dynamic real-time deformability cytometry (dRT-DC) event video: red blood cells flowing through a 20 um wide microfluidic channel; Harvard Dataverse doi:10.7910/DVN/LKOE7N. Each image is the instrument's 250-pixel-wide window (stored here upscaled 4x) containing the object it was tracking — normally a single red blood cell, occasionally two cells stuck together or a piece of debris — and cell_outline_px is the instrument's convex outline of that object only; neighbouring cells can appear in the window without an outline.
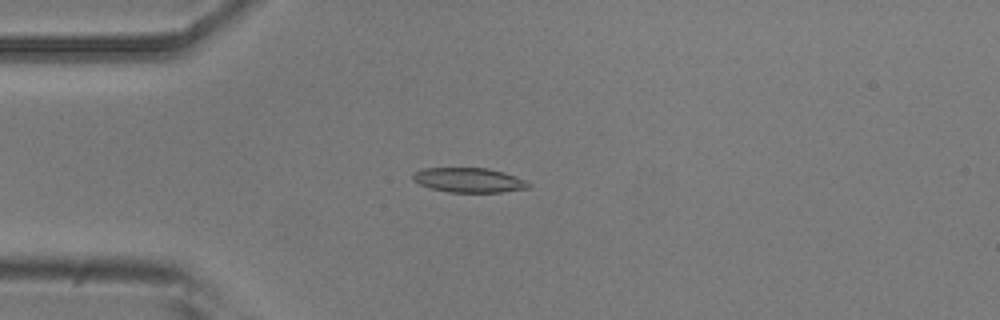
{"species": "common noctule bat (a hibernating species)", "species_latin": "Nyctalus noctula", "temperature_condition": "room temperature", "stored_images_in_passage": 35, "camera_frame_rate_fps": 3000, "um_per_image_px": 0.085, "animal": {"sex": "male", "body_mass_g": 20.5, "forearm_length_mm": 52.5}, "frame": {"image": 1, "passage_image": 3, "time_ms": 0.667, "image_size_px": [1000, 320], "cell_outline_px": [[532, 184], [528, 188], [504, 192], [448, 192], [432, 188], [420, 184], [412, 180], [412, 172], [424, 168], [488, 168], [504, 172], [516, 176]], "centroid_in_image_um": [39.86, 15.3], "position_along_channel_um": 45.1, "area_um2": 16.65}}
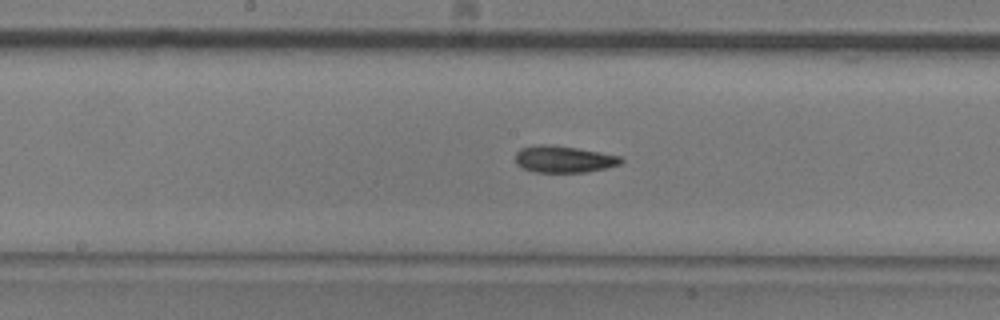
{"frame": {"image": 2, "passage_image": 16, "time_ms": 5.0, "image_size_px": [1000, 320], "cell_outline_px": [[624, 160], [620, 164], [608, 168], [584, 172], [536, 172], [524, 168], [516, 164], [516, 152], [520, 148], [536, 144], [552, 144], [624, 156]], "centroid_in_image_um": [47.95, 13.52], "position_along_channel_um": 200.3, "area_um2": 16.65}}
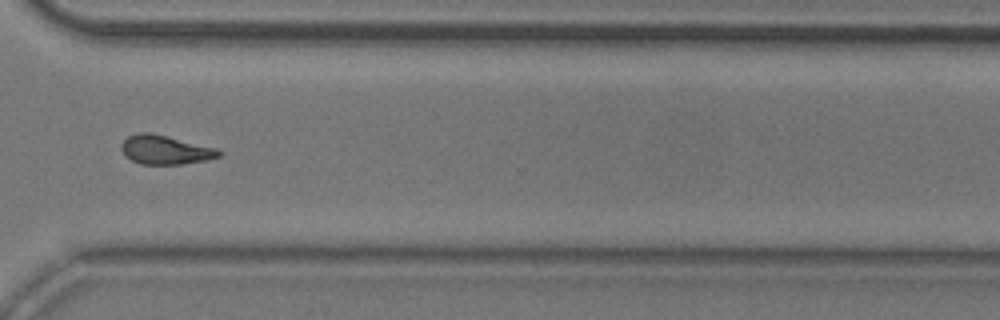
{"frame": {"image": 3, "passage_image": 28, "time_ms": 9.0, "image_size_px": [1000, 320], "cell_outline_px": [[224, 152], [220, 156], [208, 160], [180, 164], [140, 164], [124, 156], [120, 148], [120, 144], [128, 136], [136, 132], [148, 132], [216, 148]], "centroid_in_image_um": [14.02, 12.74], "position_along_channel_um": 356.6, "area_um2": 16.47}, "authors_computed_cell_mechanics": {"area_um2": 16.5308, "velocity_mm_per_s": 3.9182, "shape_relaxation_time_tau1_ms": 4.8584, "shape_relaxation_time_tau2_ms": 5.0168, "deformation_change_tau1": 0.1434, "deformation_change_tau2": 0.1196}}